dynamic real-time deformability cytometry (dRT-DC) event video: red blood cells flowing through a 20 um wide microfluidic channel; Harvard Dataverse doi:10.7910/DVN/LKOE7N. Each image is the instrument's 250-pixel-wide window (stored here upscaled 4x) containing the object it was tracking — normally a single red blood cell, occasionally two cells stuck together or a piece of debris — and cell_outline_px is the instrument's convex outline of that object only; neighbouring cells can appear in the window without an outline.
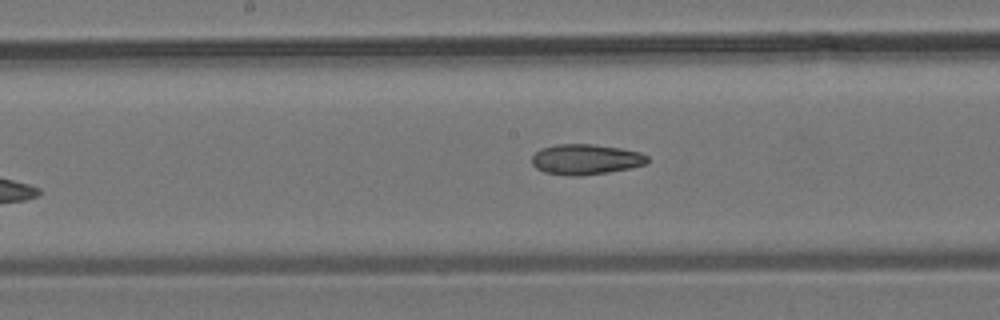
{"species": "common noctule bat (a hibernating species)", "species_latin": "Nyctalus noctula", "temperature_condition": "room temperature", "stored_images_in_passage": 10, "camera_frame_rate_fps": 3000, "um_per_image_px": 0.085, "animal": {"sex": "male", "body_mass_g": 19.2, "forearm_length_mm": 51.8}, "frame": {"image": 1, "passage_image": 9, "time_ms": 9.333, "image_size_px": [1000, 320], "cell_outline_px": [[648, 160], [644, 164], [628, 168], [608, 172], [580, 176], [572, 176], [544, 172], [536, 168], [532, 164], [532, 156], [540, 148], [556, 144], [592, 144], [620, 148], [640, 152], [648, 156]], "centroid_in_image_um": [49.75, 13.54], "position_along_channel_um": 198.5, "area_um2": 20.4}}
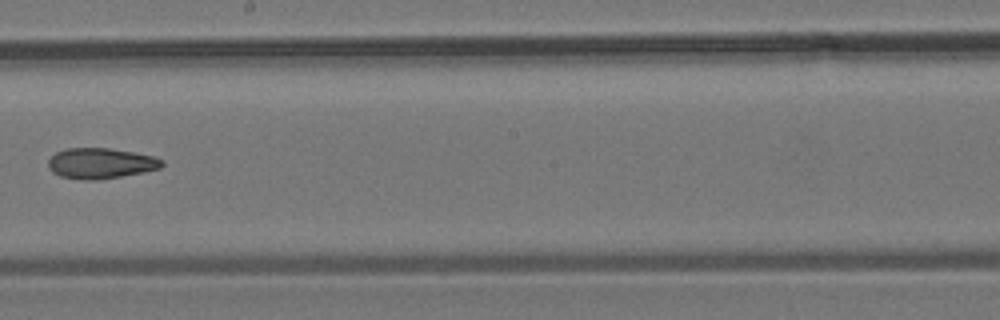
{"frame": {"image": 2, "passage_image": 10, "time_ms": 10.333, "image_size_px": [1000, 320], "cell_outline_px": [[164, 164], [160, 168], [144, 172], [96, 180], [80, 180], [60, 176], [52, 172], [48, 168], [48, 160], [56, 152], [64, 148], [108, 148], [132, 152], [152, 156], [164, 160]], "centroid_in_image_um": [8.53, 13.88], "position_along_channel_um": 239.7, "area_um2": 20.29}}